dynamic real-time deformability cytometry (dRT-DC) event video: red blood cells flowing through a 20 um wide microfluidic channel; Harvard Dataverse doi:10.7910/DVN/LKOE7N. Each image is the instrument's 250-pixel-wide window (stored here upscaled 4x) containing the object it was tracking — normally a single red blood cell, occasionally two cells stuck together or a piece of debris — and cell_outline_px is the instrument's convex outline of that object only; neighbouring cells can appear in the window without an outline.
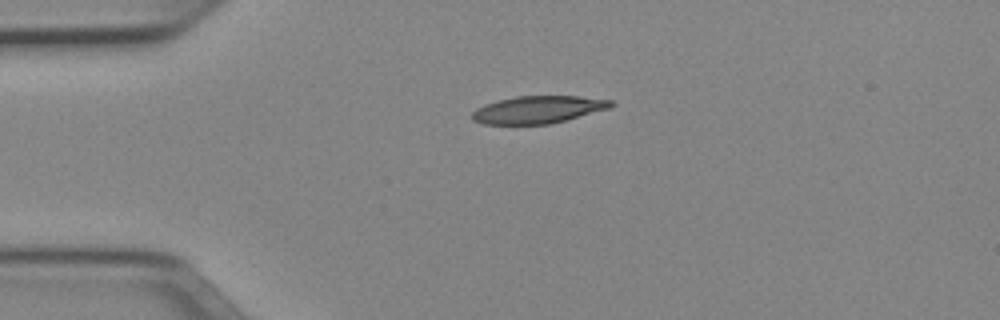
{"species": "Egyptian fruit bat (a non-hibernating species)", "species_latin": "Rousettus aegyptiacus", "temperature_condition": "cold", "stored_images_in_passage": 40, "camera_frame_rate_fps": 3000, "um_per_image_px": 0.085, "animal": {"sex": "female"}, "frame": {"image": 1, "passage_image": 1, "time_ms": 0.0, "image_size_px": [1000, 320], "cell_outline_px": [[616, 104], [608, 108], [552, 124], [484, 124], [472, 120], [472, 112], [476, 108], [484, 104], [496, 100], [516, 96], [580, 96], [612, 100]], "centroid_in_image_um": [45.71, 9.31], "position_along_channel_um": 39.3, "area_um2": 22.25}}
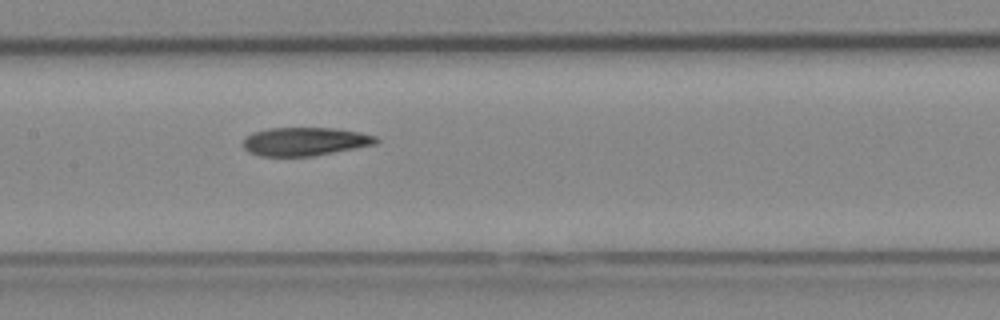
{"frame": {"image": 2, "passage_image": 14, "time_ms": 4.333, "image_size_px": [1000, 320], "cell_outline_px": [[380, 140], [376, 144], [312, 156], [260, 156], [248, 152], [244, 148], [244, 140], [252, 132], [268, 128], [332, 128], [360, 132], [376, 136]], "centroid_in_image_um": [25.92, 12.02], "position_along_channel_um": 181.5, "area_um2": 21.91}}
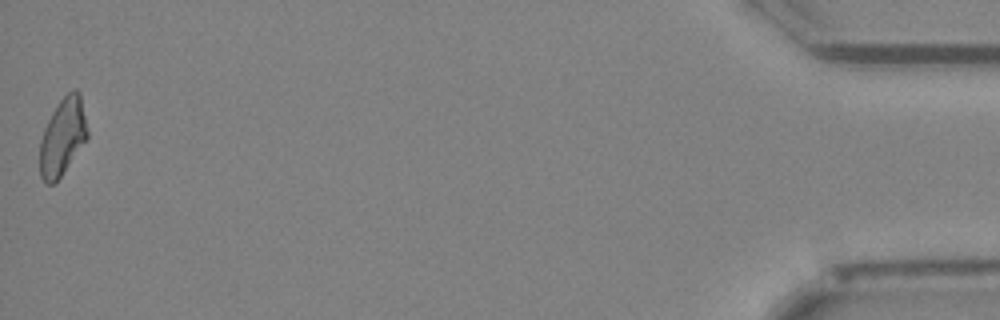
{"frame": {"image": 3, "passage_image": 40, "time_ms": 13.0, "image_size_px": [1000, 320], "cell_outline_px": [[88, 136], [60, 176], [52, 184], [44, 184], [40, 176], [40, 140], [44, 128], [52, 112], [60, 100], [72, 88], [76, 88], [80, 92], [88, 132]], "centroid_in_image_um": [5.31, 11.6], "position_along_channel_um": 429.9, "area_um2": 21.1}, "authors_computed_cell_mechanics": {"area_um2": 22.3686, "velocity_mm_per_s": 3.969, "shape_relaxation_time_tau1_ms": 6.6247, "shape_relaxation_time_tau2_ms": 4.6799, "deformation_change_tau1": 0.1939, "deformation_change_tau2": 0.139}}